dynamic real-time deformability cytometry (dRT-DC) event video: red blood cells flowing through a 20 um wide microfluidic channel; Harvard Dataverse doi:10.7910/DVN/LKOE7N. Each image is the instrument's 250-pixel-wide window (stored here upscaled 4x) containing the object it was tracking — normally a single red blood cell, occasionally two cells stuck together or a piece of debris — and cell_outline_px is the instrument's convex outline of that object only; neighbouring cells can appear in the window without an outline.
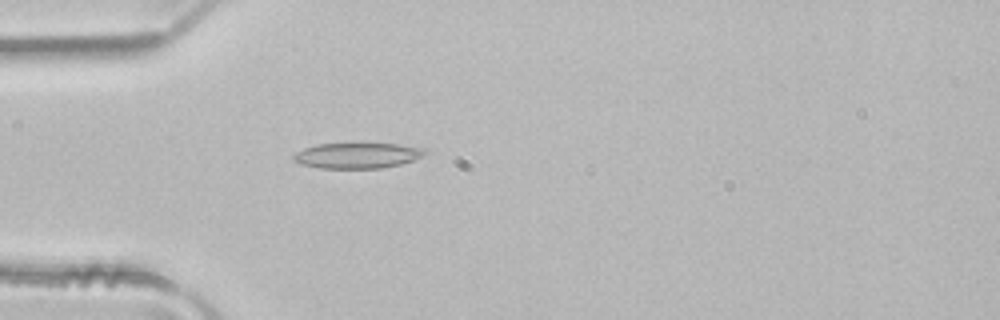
{"species": "common noctule bat (a hibernating species)", "species_latin": "Nyctalus noctula", "temperature_condition": "room temperature", "stored_images_in_passage": 2, "camera_frame_rate_fps": 3000, "um_per_image_px": 0.085, "animal": {"sex": "male", "body_mass_g": 21.5, "forearm_length_mm": 52.0}, "frame": {"image": 1, "passage_image": 2, "time_ms": 0.333, "image_size_px": [1000, 320], "cell_outline_px": [[428, 152], [412, 160], [400, 164], [380, 168], [320, 168], [300, 164], [292, 160], [292, 156], [296, 152], [304, 148], [316, 144], [360, 140], [396, 144], [428, 148]], "centroid_in_image_um": [30.35, 13.16], "position_along_channel_um": 54.7, "area_um2": 20.63}}